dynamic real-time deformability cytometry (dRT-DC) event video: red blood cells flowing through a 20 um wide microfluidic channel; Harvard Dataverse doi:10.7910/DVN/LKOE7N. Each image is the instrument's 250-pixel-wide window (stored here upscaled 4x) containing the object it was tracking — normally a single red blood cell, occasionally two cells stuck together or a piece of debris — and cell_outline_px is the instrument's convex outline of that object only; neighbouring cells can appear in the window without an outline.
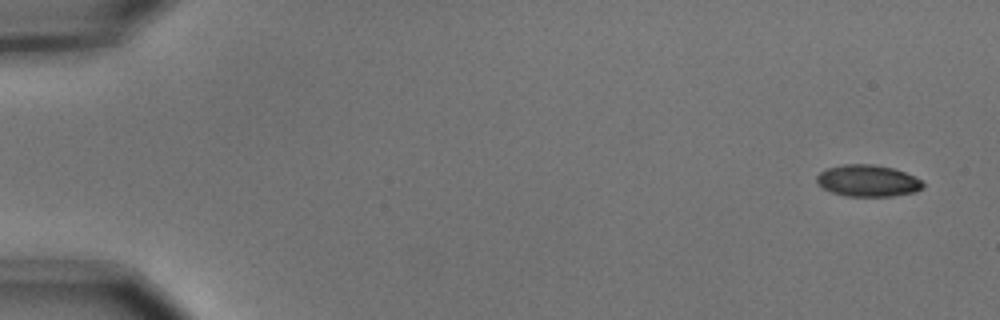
{"species": "common noctule bat (a hibernating species)", "species_latin": "Nyctalus noctula", "temperature_condition": "cold", "stored_images_in_passage": 5, "camera_frame_rate_fps": 3000, "um_per_image_px": 0.085, "animal": {"sex": "male", "body_mass_g": 15.6}, "frame": {"image": 1, "passage_image": 1, "time_ms": 0.0, "image_size_px": [1000, 320], "cell_outline_px": [[924, 188], [916, 192], [892, 196], [848, 196], [832, 192], [824, 188], [816, 180], [816, 176], [820, 172], [828, 168], [844, 164], [872, 164], [892, 168], [904, 172], [920, 180], [924, 184]], "centroid_in_image_um": [73.78, 15.37], "position_along_channel_um": 11.2, "area_um2": 19.42}}
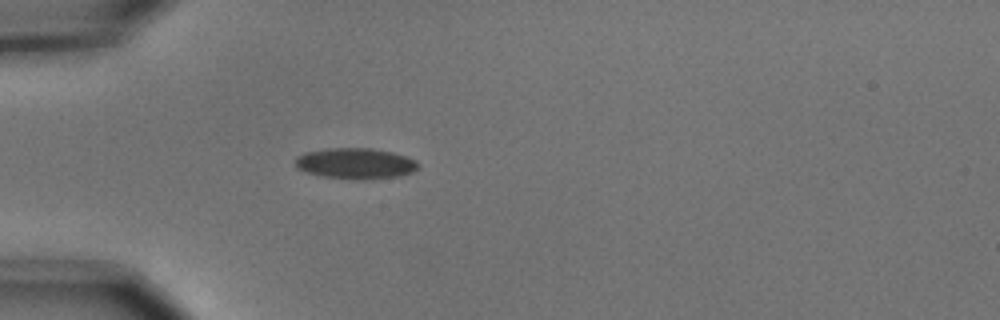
{"frame": {"image": 2, "passage_image": 5, "time_ms": 1.333, "image_size_px": [1000, 320], "cell_outline_px": [[420, 164], [412, 172], [400, 176], [360, 180], [324, 176], [308, 172], [296, 168], [296, 156], [304, 152], [328, 148], [372, 148], [392, 152], [408, 156], [416, 160]], "centroid_in_image_um": [30.24, 13.88], "position_along_channel_um": 54.8, "area_um2": 22.14}}